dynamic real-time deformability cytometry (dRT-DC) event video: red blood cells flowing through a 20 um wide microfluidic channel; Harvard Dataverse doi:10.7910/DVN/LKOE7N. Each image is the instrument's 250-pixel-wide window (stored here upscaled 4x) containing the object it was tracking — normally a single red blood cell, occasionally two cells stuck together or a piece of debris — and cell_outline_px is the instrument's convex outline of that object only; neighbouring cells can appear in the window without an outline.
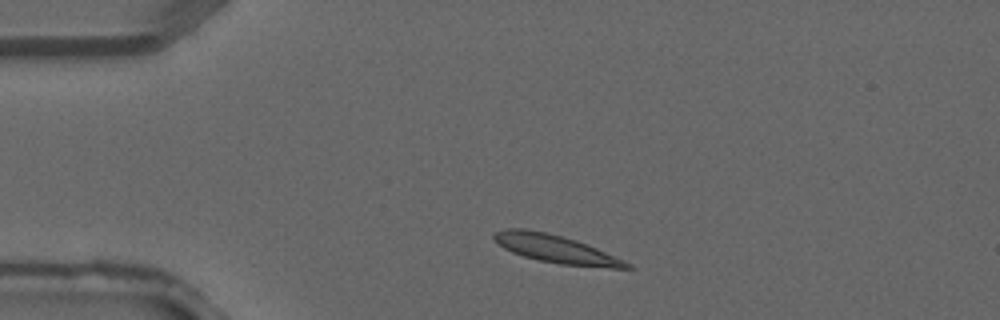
{"species": "common noctule bat (a hibernating species)", "species_latin": "Nyctalus noctula", "temperature_condition": "warm", "stored_images_in_passage": 2, "camera_frame_rate_fps": 3000, "um_per_image_px": 0.085, "animal": {"sex": "male", "forearm_length_mm": 52.5}, "frame": {"image": 1, "passage_image": 1, "time_ms": 0.0, "image_size_px": [1000, 320], "cell_outline_px": [[632, 268], [612, 268], [560, 264], [540, 260], [524, 256], [512, 252], [504, 248], [492, 236], [496, 232], [504, 228], [524, 228], [548, 232], [576, 240], [596, 248], [624, 260], [632, 264]], "centroid_in_image_um": [47.25, 21.15], "position_along_channel_um": 37.8, "area_um2": 21.39}}